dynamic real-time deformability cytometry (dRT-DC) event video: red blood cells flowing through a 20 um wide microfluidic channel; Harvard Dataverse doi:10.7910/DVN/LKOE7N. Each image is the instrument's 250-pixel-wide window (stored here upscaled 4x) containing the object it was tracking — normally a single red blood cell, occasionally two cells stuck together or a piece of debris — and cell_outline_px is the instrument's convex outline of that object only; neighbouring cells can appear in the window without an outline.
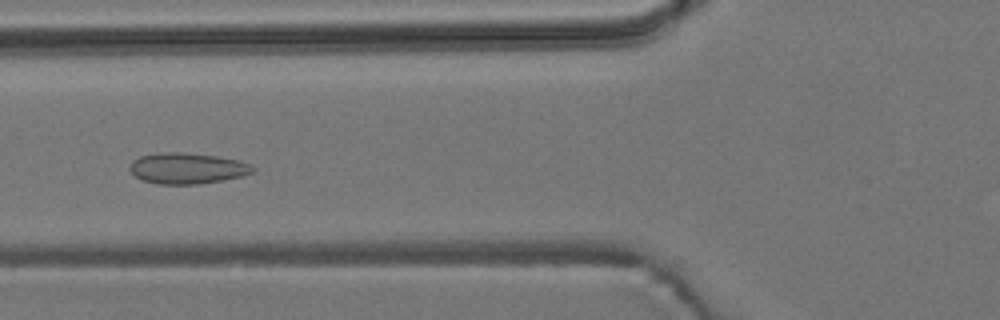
{"species": "common noctule bat (a hibernating species)", "species_latin": "Nyctalus noctula", "temperature_condition": "room temperature", "stored_images_in_passage": 54, "camera_frame_rate_fps": 3000, "um_per_image_px": 0.085, "animal": {"sex": "male", "body_mass_g": 19.2, "forearm_length_mm": 51.8}, "frame": {"image": 1, "passage_image": 20, "time_ms": 6.333, "image_size_px": [1000, 320], "cell_outline_px": [[256, 168], [252, 172], [240, 176], [224, 180], [200, 184], [156, 184], [144, 180], [136, 176], [128, 168], [132, 160], [140, 156], [164, 152], [184, 152], [216, 156], [240, 160], [252, 164]], "centroid_in_image_um": [15.93, 14.3], "position_along_channel_um": 109.9, "area_um2": 22.25}}
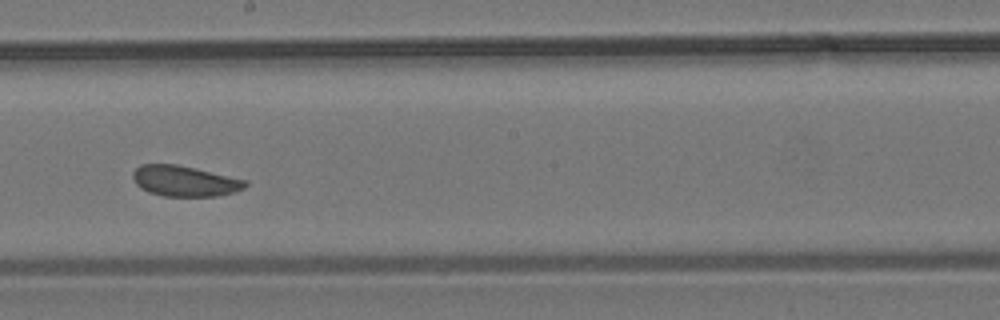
{"frame": {"image": 2, "passage_image": 30, "time_ms": 9.667, "image_size_px": [1000, 320], "cell_outline_px": [[248, 184], [244, 188], [236, 192], [216, 196], [164, 196], [148, 192], [140, 188], [136, 184], [132, 176], [132, 172], [140, 164], [176, 164], [196, 168], [248, 180]], "centroid_in_image_um": [15.7, 15.38], "position_along_channel_um": 232.5, "area_um2": 20.29}}
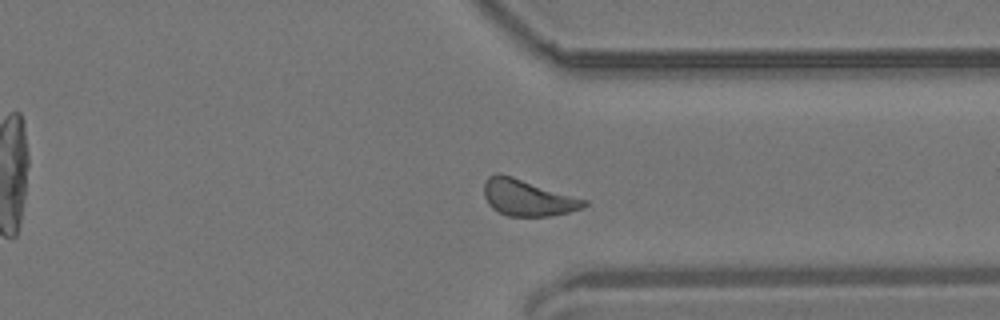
{"frame": {"image": 3, "passage_image": 41, "time_ms": 13.333, "image_size_px": [1000, 320], "cell_outline_px": [[588, 204], [584, 208], [568, 212], [548, 216], [508, 216], [492, 208], [488, 204], [484, 196], [484, 184], [488, 176], [496, 172], [500, 172], [588, 200]], "centroid_in_image_um": [44.84, 16.79], "position_along_channel_um": 366.6, "area_um2": 21.33}, "authors_computed_cell_mechanics": {"area_um2": 20.7791, "velocity_mm_per_s": 3.6747, "shape_relaxation_time_tau1_ms": 1.8916, "shape_relaxation_time_tau2_ms": 3.7532, "deformation_change_tau1": 0.0508, "deformation_change_tau2": 0.0863}}